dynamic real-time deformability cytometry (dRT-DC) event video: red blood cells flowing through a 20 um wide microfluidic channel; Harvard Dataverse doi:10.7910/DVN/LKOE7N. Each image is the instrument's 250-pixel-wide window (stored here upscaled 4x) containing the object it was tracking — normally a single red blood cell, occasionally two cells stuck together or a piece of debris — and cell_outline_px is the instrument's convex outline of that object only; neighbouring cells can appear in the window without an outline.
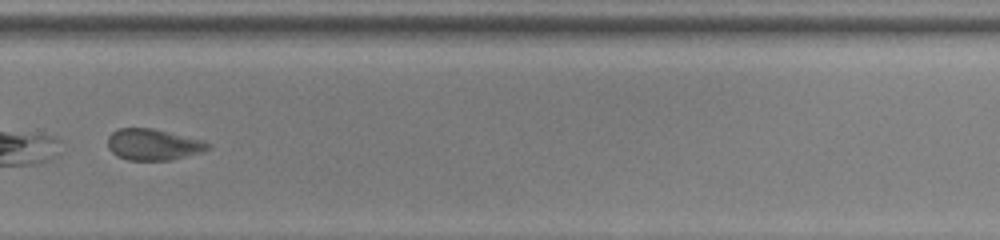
{"species": "common noctule bat (a hibernating species)", "species_latin": "Nyctalus noctula", "temperature_condition": "room temperature", "stored_images_in_passage": 53, "camera_frame_rate_fps": 3000, "um_per_image_px": 0.085, "animal": {"sex": "female", "body_mass_g": 22.0, "forearm_length_mm": 56.7}, "frame": {"image": 1, "passage_image": 40, "time_ms": 13.0, "image_size_px": [1000, 240], "cell_outline_px": [[212, 148], [200, 152], [172, 160], [128, 160], [116, 156], [108, 148], [108, 136], [112, 132], [120, 128], [152, 128], [204, 140], [212, 144]], "centroid_in_image_um": [13.04, 12.29], "position_along_channel_um": 316.8, "area_um2": 18.38}}